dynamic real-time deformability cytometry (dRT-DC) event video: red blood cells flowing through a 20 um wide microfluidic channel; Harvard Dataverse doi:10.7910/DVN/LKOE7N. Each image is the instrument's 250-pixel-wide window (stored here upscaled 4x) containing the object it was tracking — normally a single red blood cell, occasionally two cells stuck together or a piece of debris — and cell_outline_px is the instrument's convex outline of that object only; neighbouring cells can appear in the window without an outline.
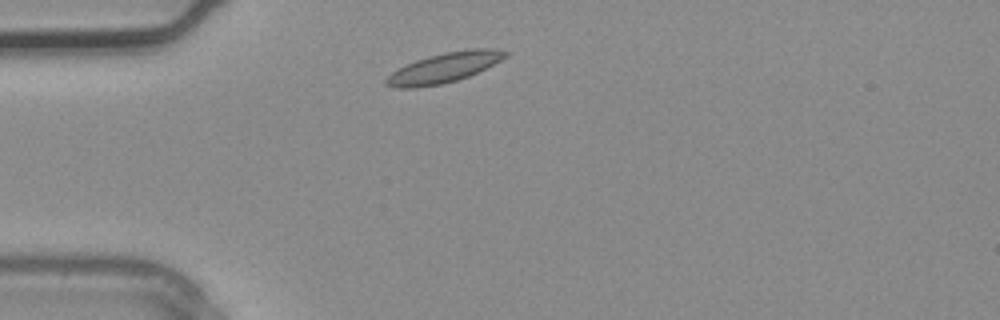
{"species": "common noctule bat (a hibernating species)", "species_latin": "Nyctalus noctula", "temperature_condition": "warm", "stored_images_in_passage": 1, "camera_frame_rate_fps": 3000, "um_per_image_px": 0.085, "animal": {"sex": "male", "body_mass_g": 20.4}, "frame": {"image": 1, "passage_image": 1, "time_ms": 0.0, "image_size_px": [1000, 320], "cell_outline_px": [[512, 52], [508, 56], [468, 76], [456, 80], [440, 84], [416, 88], [396, 88], [384, 84], [384, 80], [392, 72], [416, 60], [428, 56], [444, 52], [472, 48], [496, 48]], "centroid_in_image_um": [37.76, 5.74], "position_along_channel_um": 47.2, "area_um2": 20.63}}